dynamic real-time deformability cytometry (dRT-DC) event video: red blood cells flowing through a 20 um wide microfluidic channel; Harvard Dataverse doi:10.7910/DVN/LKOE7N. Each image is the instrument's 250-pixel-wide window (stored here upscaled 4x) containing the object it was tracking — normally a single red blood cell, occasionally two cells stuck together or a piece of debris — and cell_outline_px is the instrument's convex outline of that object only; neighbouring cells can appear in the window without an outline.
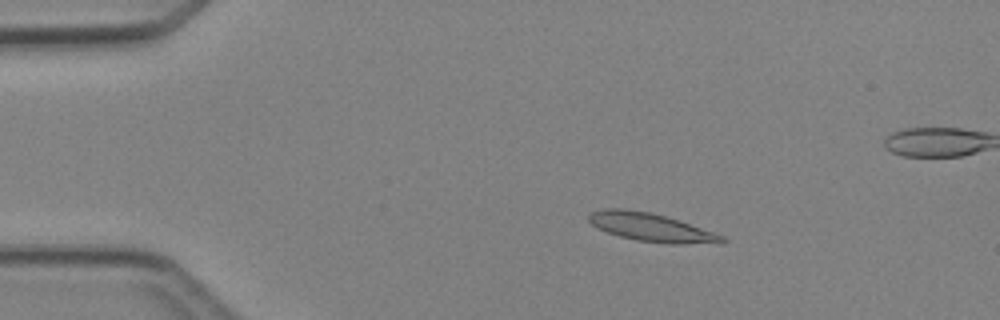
{"species": "Egyptian fruit bat (a non-hibernating species)", "species_latin": "Rousettus aegyptiacus", "temperature_condition": "cold", "stored_images_in_passage": 5, "camera_frame_rate_fps": 3000, "um_per_image_px": 0.085, "animal": {"sex": "female"}, "frame": {"image": 1, "passage_image": 2, "time_ms": 1.333, "image_size_px": [1000, 320], "cell_outline_px": [[728, 240], [720, 244], [672, 244], [636, 240], [620, 236], [596, 228], [588, 220], [588, 216], [592, 212], [604, 208], [624, 208], [652, 212], [724, 236]], "centroid_in_image_um": [55.34, 19.33], "position_along_channel_um": 29.7, "area_um2": 21.91}}
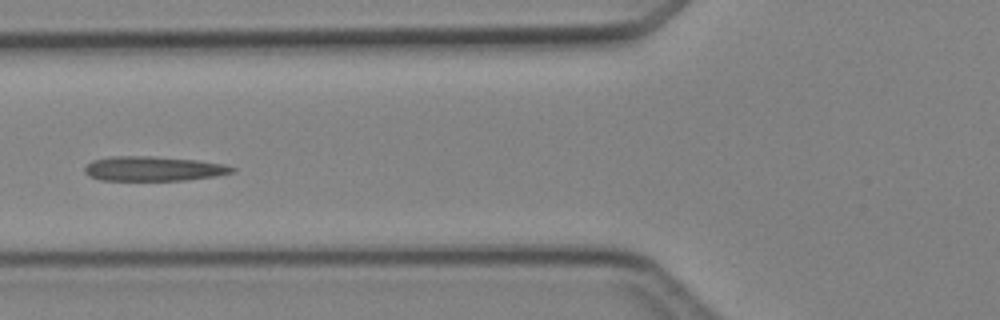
{"frame": {"image": 2, "passage_image": 5, "time_ms": 4.667, "image_size_px": [1000, 320], "cell_outline_px": [[236, 172], [216, 176], [184, 180], [100, 180], [88, 176], [84, 172], [84, 168], [92, 160], [112, 156], [152, 156], [196, 160], [224, 164], [236, 168]], "centroid_in_image_um": [13.04, 14.34], "position_along_channel_um": 112.8, "area_um2": 21.21}}